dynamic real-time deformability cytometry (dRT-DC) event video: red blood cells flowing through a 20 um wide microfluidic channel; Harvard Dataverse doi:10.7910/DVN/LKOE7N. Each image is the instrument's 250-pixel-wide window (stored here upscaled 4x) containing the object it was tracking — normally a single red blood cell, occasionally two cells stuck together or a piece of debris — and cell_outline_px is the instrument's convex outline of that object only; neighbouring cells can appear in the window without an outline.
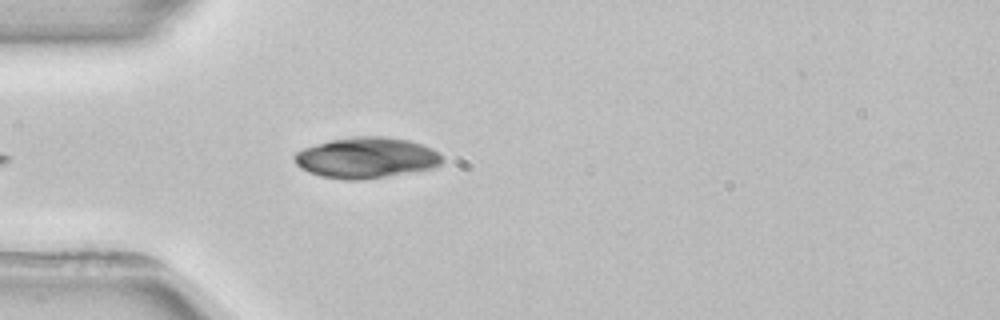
{"species": "common noctule bat (a hibernating species)", "species_latin": "Nyctalus noctula", "temperature_condition": "room temperature", "stored_images_in_passage": 5, "segment_of_instrument_passage": [2, 2], "camera_frame_rate_fps": 3000, "um_per_image_px": 0.085, "animal": {"sex": "female", "body_mass_g": 22.7, "forearm_length_mm": 54.2}, "frame": {"image": 1, "passage_image": 5, "time_ms": 5.667, "image_size_px": [1000, 320], "cell_outline_px": [[444, 160], [440, 164], [432, 168], [360, 180], [344, 180], [320, 176], [308, 172], [300, 168], [296, 164], [292, 156], [296, 152], [304, 148], [316, 144], [332, 140], [352, 136], [384, 136], [408, 140], [432, 148], [444, 156]], "centroid_in_image_um": [31.12, 13.4], "position_along_channel_um": 53.9, "area_um2": 35.14}}